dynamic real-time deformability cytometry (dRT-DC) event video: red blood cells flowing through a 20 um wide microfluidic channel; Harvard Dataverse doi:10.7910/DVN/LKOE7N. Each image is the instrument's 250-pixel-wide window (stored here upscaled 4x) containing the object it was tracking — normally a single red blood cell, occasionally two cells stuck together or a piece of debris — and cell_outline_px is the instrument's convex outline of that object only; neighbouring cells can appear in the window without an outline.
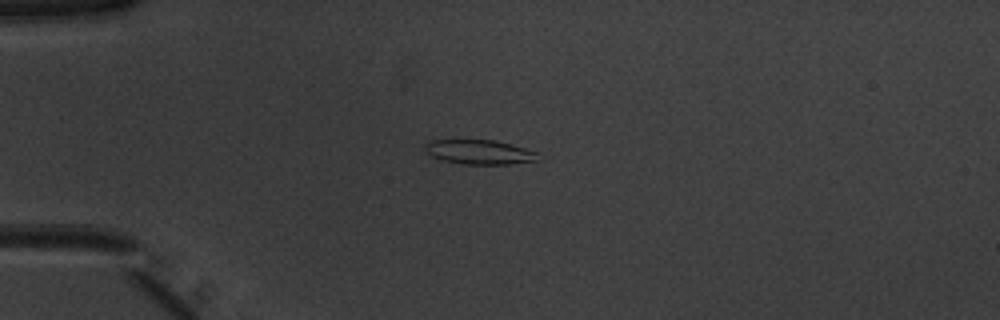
{"species": "common noctule bat (a hibernating species)", "species_latin": "Nyctalus noctula", "temperature_condition": "warm", "stored_images_in_passage": 40, "camera_frame_rate_fps": 3000, "um_per_image_px": 0.085, "animal": {"sex": "male", "body_mass_g": 20.1, "forearm_length_mm": 53.5}, "frame": {"image": 1, "passage_image": 2, "time_ms": 0.333, "image_size_px": [1000, 320], "cell_outline_px": [[540, 160], [508, 164], [464, 164], [444, 160], [432, 156], [424, 148], [424, 144], [432, 140], [496, 140], [540, 152]], "centroid_in_image_um": [40.82, 12.92], "position_along_channel_um": 44.2, "area_um2": 16.13}}
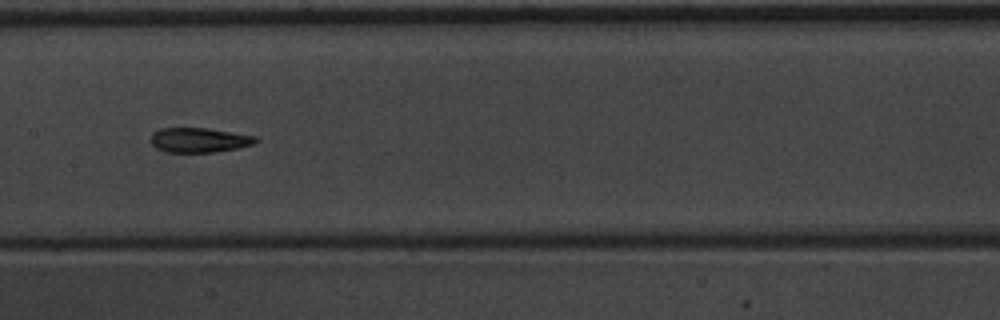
{"frame": {"image": 2, "passage_image": 15, "time_ms": 4.667, "image_size_px": [1000, 320], "cell_outline_px": [[260, 140], [256, 144], [216, 152], [164, 152], [156, 148], [148, 140], [152, 132], [160, 128], [208, 128], [256, 136]], "centroid_in_image_um": [16.91, 11.9], "position_along_channel_um": 190.5, "area_um2": 15.37}}
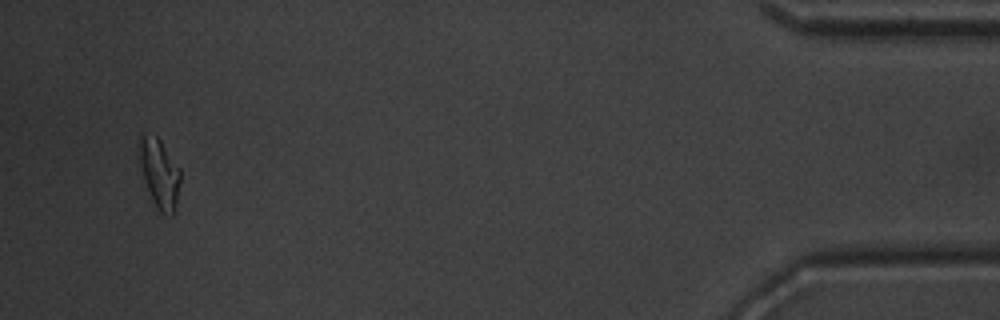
{"frame": {"image": 3, "passage_image": 38, "time_ms": 12.333, "image_size_px": [1000, 320], "cell_outline_px": [[180, 180], [176, 208], [172, 216], [160, 212], [156, 208], [152, 200], [144, 180], [140, 164], [136, 144], [140, 136], [156, 136], [160, 140], [180, 168]], "centroid_in_image_um": [13.54, 14.75], "position_along_channel_um": 421.7, "area_um2": 16.65}, "authors_computed_cell_mechanics": {"area_um2": 15.4904, "velocity_mm_per_s": 3.9582, "shape_relaxation_time_tau1_ms": 3.6369, "shape_relaxation_time_tau2_ms": 2.6894, "deformation_change_tau1": 0.1646, "deformation_change_tau2": 0.0866}}